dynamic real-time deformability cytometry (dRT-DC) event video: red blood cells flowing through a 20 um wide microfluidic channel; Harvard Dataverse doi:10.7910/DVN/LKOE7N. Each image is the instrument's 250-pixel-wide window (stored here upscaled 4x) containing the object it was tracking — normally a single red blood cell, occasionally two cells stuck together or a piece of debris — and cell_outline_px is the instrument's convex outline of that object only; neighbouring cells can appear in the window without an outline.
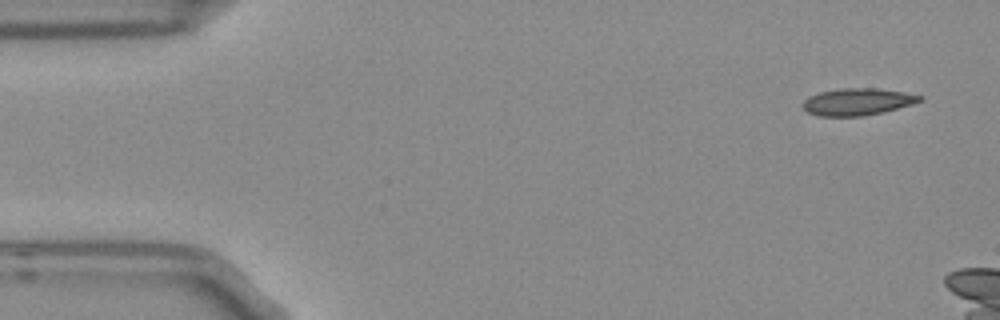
{"species": "Egyptian fruit bat (a non-hibernating species)", "species_latin": "Rousettus aegyptiacus", "temperature_condition": "room temperature", "stored_images_in_passage": 4, "camera_frame_rate_fps": 3000, "um_per_image_px": 0.085, "frame": {"image": 1, "passage_image": 1, "time_ms": 0.0, "image_size_px": [1000, 320], "cell_outline_px": [[924, 100], [912, 104], [884, 112], [864, 116], [820, 116], [808, 112], [804, 108], [804, 100], [808, 96], [820, 92], [840, 88], [872, 88], [904, 92], [924, 96]], "centroid_in_image_um": [72.92, 8.65], "position_along_channel_um": 12.1, "area_um2": 18.38}}